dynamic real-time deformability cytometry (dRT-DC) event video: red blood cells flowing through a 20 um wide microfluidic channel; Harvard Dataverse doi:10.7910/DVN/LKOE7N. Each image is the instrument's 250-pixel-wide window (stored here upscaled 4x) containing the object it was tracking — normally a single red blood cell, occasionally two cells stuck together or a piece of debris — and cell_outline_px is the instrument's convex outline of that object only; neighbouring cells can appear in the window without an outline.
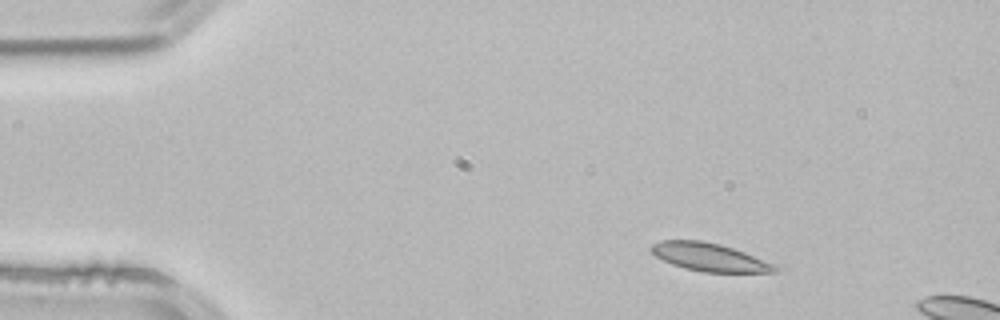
{"species": "common noctule bat (a hibernating species)", "species_latin": "Nyctalus noctula", "temperature_condition": "room temperature", "stored_images_in_passage": 2, "camera_frame_rate_fps": 3000, "um_per_image_px": 0.085, "animal": {"sex": "male", "body_mass_g": 21.5, "forearm_length_mm": 52.0}, "frame": {"image": 1, "passage_image": 1, "time_ms": 0.0, "image_size_px": [1000, 320], "cell_outline_px": [[780, 272], [704, 272], [684, 268], [672, 264], [656, 256], [648, 248], [652, 244], [660, 240], [700, 240], [720, 244], [744, 252], [776, 264], [780, 268]], "centroid_in_image_um": [60.32, 21.86], "position_along_channel_um": 24.7, "area_um2": 20.29}}